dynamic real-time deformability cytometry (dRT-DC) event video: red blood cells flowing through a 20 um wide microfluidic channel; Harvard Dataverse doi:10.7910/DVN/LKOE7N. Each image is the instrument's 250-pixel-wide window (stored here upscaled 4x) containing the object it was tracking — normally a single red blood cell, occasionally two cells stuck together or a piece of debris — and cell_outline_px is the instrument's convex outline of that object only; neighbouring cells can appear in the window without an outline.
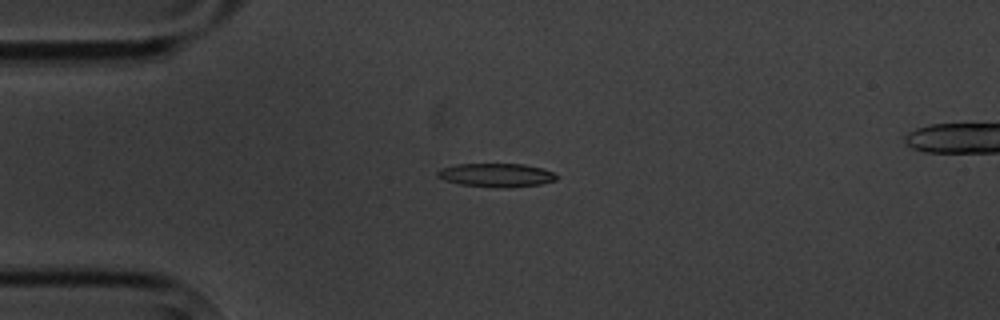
{"species": "common noctule bat (a hibernating species)", "species_latin": "Nyctalus noctula", "temperature_condition": "cold", "stored_images_in_passage": 3, "camera_frame_rate_fps": 3000, "um_per_image_px": 0.085, "animal": {"sex": "male", "body_mass_g": 20.1, "forearm_length_mm": 53.5}, "frame": {"image": 1, "passage_image": 2, "time_ms": 1.333, "image_size_px": [1000, 320], "cell_outline_px": [[556, 180], [540, 184], [508, 188], [504, 188], [460, 184], [444, 180], [436, 176], [436, 172], [440, 168], [456, 164], [524, 164], [540, 168], [552, 172], [556, 176]], "centroid_in_image_um": [42.13, 14.88], "position_along_channel_um": 42.9, "area_um2": 16.3}}